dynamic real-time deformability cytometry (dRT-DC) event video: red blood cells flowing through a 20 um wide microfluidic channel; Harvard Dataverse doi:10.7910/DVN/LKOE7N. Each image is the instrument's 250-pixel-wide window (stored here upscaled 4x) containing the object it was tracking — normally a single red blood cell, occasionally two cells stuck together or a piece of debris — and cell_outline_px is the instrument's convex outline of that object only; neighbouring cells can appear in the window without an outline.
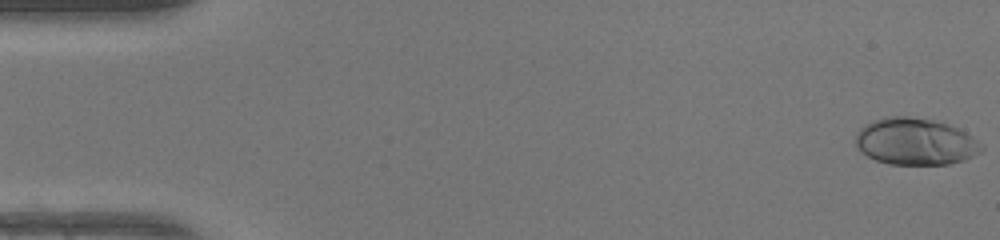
{"species": "human", "species_latin": "Homo sapiens", "temperature_condition": "warm", "stored_images_in_passage": 49, "camera_frame_rate_fps": 3000, "um_per_image_px": 0.085, "donor": {"sex": "female"}, "frame": {"image": 1, "passage_image": 1, "time_ms": 0.0, "image_size_px": [1000, 240], "cell_outline_px": [[984, 148], [980, 152], [964, 160], [948, 164], [888, 164], [876, 160], [860, 152], [856, 148], [856, 132], [860, 128], [884, 116], [904, 116], [932, 120], [948, 124], [972, 136]], "centroid_in_image_um": [77.77, 12.04], "position_along_channel_um": 7.2, "area_um2": 34.1}}
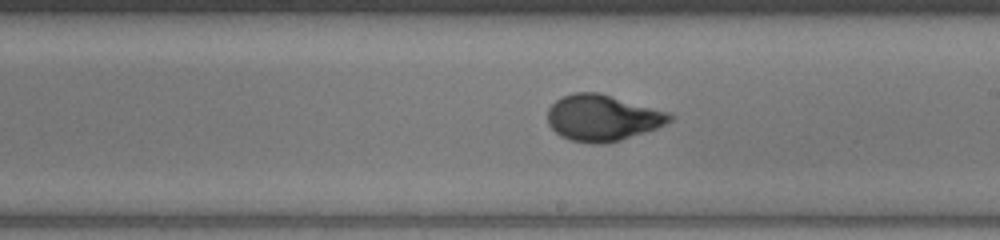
{"frame": {"image": 2, "passage_image": 28, "time_ms": 9.0, "image_size_px": [1000, 240], "cell_outline_px": [[676, 116], [672, 120], [656, 128], [620, 140], [604, 144], [592, 144], [572, 140], [560, 136], [548, 124], [548, 108], [556, 100], [572, 92], [596, 92], [672, 112]], "centroid_in_image_um": [51.23, 10.01], "position_along_channel_um": 237.8, "area_um2": 32.89}}
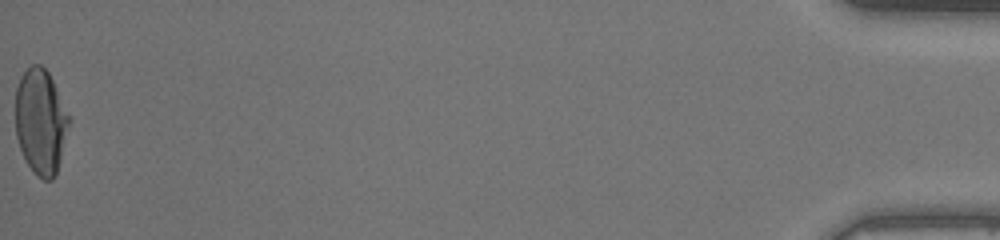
{"frame": {"image": 3, "passage_image": 49, "time_ms": 16.0, "image_size_px": [1000, 240], "cell_outline_px": [[72, 120], [56, 176], [52, 180], [44, 180], [36, 176], [32, 172], [24, 160], [16, 136], [16, 88], [20, 76], [32, 64], [40, 64], [48, 72]], "centroid_in_image_um": [3.48, 10.38], "position_along_channel_um": 431.7, "area_um2": 33.41}, "authors_computed_cell_mechanics": {"area_um2": 32.368, "velocity_mm_per_s": 4.301, "shape_relaxation_time_tau1_ms": 4.2005, "shape_relaxation_time_tau2_ms": null, "deformation_change_tau1": 0.2154, "deformation_change_tau2": null}}